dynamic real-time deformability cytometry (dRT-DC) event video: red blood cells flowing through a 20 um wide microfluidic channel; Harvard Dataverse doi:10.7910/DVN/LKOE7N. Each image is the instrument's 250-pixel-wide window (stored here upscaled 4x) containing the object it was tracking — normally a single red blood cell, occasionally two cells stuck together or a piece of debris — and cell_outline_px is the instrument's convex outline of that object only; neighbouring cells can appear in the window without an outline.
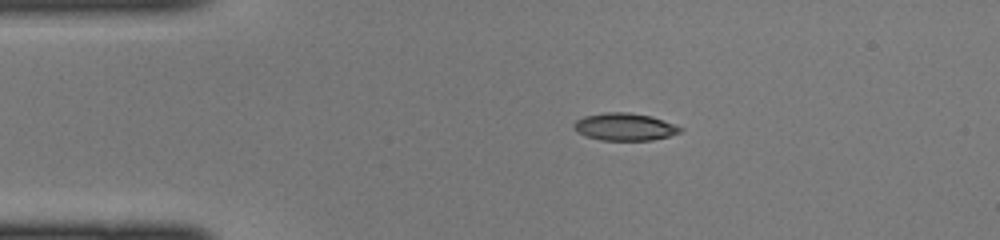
{"species": "common noctule bat (a hibernating species)", "species_latin": "Nyctalus noctula", "temperature_condition": "cold", "stored_images_in_passage": 37, "camera_frame_rate_fps": 3000, "um_per_image_px": 0.085, "animal": {"sex": "female", "body_mass_g": 22.0, "forearm_length_mm": 56.7}, "frame": {"image": 1, "passage_image": 1, "time_ms": 0.0, "image_size_px": [1000, 240], "cell_outline_px": [[684, 128], [680, 132], [668, 136], [652, 140], [600, 140], [584, 136], [576, 132], [572, 128], [572, 124], [576, 120], [584, 116], [604, 112], [628, 112], [652, 116]], "centroid_in_image_um": [53.04, 10.78], "position_along_channel_um": 32.0, "area_um2": 17.17}}
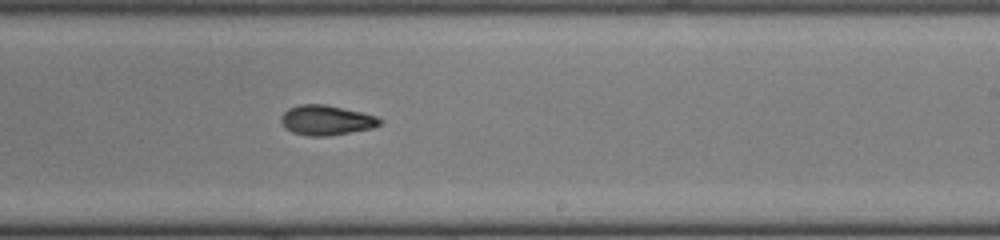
{"frame": {"image": 2, "passage_image": 19, "time_ms": 6.0, "image_size_px": [1000, 240], "cell_outline_px": [[384, 120], [380, 124], [372, 128], [328, 136], [308, 136], [292, 132], [284, 128], [280, 120], [280, 116], [288, 108], [300, 104], [324, 104], [360, 112], [376, 116]], "centroid_in_image_um": [27.7, 10.22], "position_along_channel_um": 261.3, "area_um2": 17.22}}
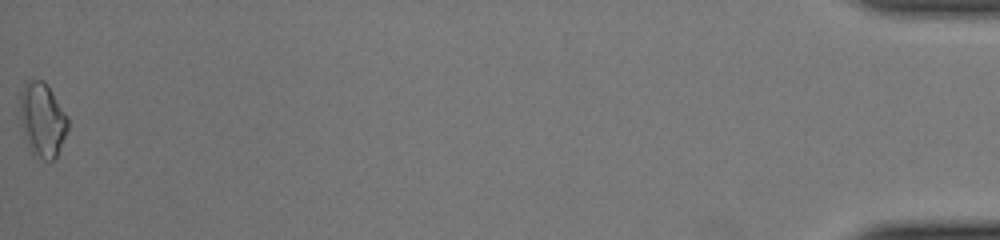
{"frame": {"image": 3, "passage_image": 37, "time_ms": 12.0, "image_size_px": [1000, 240], "cell_outline_px": [[68, 128], [56, 156], [52, 160], [44, 160], [32, 152], [24, 136], [20, 120], [20, 92], [24, 84], [28, 80], [44, 80], [48, 84], [68, 116]], "centroid_in_image_um": [3.6, 10.12], "position_along_channel_um": 431.6, "area_um2": 20.69}}